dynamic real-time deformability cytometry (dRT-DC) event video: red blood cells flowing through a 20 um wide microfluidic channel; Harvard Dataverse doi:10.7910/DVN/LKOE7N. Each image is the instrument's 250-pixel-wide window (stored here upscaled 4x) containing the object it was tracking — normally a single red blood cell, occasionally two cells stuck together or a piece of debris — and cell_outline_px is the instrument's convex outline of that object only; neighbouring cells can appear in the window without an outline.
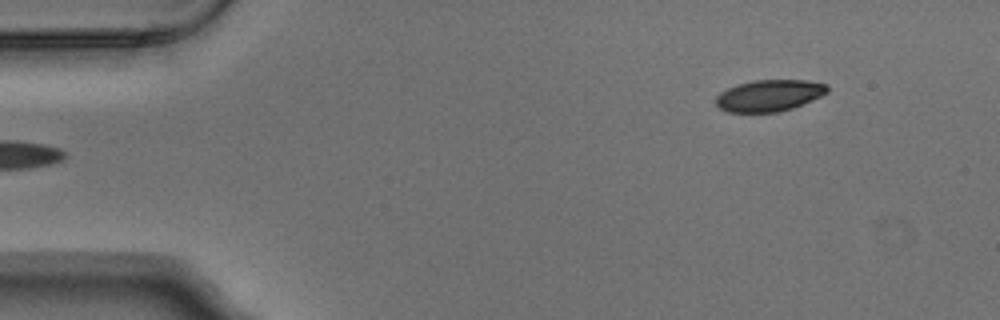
{"species": "Egyptian fruit bat (a non-hibernating species)", "species_latin": "Rousettus aegyptiacus", "temperature_condition": "warm", "stored_images_in_passage": 3, "camera_frame_rate_fps": 3000, "um_per_image_px": 0.085, "animal": {"sex": "male"}, "frame": {"image": 1, "passage_image": 3, "time_ms": 0.667, "image_size_px": [1000, 320], "cell_outline_px": [[828, 92], [812, 100], [792, 108], [776, 112], [728, 112], [720, 108], [716, 104], [716, 96], [720, 92], [728, 88], [752, 80], [808, 80], [828, 84]], "centroid_in_image_um": [65.39, 8.11], "position_along_channel_um": 19.6, "area_um2": 20.4}}